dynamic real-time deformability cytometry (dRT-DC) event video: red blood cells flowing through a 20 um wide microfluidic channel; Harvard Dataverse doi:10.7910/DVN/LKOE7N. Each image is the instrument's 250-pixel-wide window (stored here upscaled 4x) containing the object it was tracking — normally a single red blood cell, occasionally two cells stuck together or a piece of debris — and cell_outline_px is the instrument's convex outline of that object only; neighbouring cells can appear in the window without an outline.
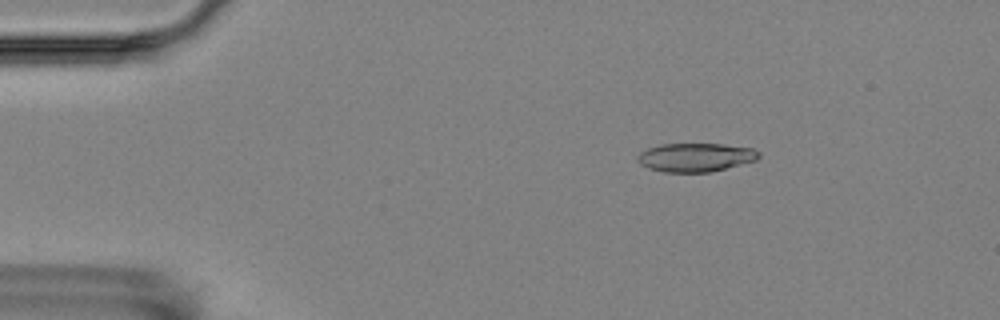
{"species": "Egyptian fruit bat (a non-hibernating species)", "species_latin": "Rousettus aegyptiacus", "temperature_condition": "room temperature", "stored_images_in_passage": 5, "camera_frame_rate_fps": 3000, "um_per_image_px": 0.085, "animal": {"sex": "female"}, "frame": {"image": 1, "passage_image": 3, "time_ms": 2.333, "image_size_px": [1000, 320], "cell_outline_px": [[760, 156], [756, 160], [712, 172], [664, 172], [648, 168], [640, 164], [636, 160], [636, 156], [640, 152], [648, 148], [660, 144], [724, 144], [752, 148], [760, 152]], "centroid_in_image_um": [59.1, 13.37], "position_along_channel_um": 25.9, "area_um2": 20.35}}